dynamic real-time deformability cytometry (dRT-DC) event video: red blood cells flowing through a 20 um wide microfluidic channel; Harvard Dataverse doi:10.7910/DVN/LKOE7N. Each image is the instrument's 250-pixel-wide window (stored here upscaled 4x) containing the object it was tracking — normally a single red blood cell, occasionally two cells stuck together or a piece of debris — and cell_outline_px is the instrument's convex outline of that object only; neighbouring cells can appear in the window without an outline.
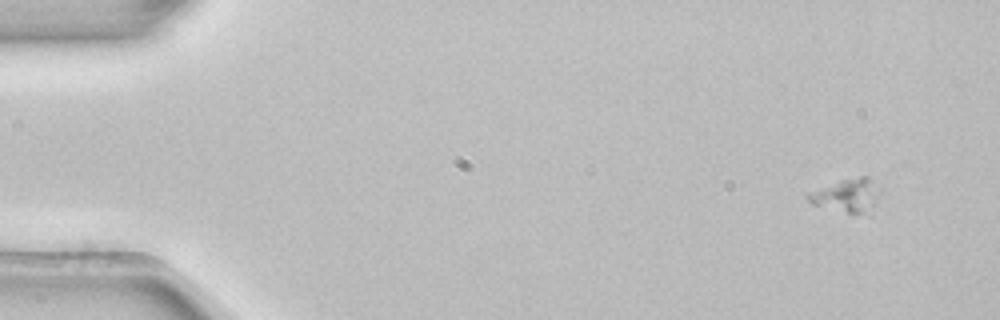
{"species": "common noctule bat (a hibernating species)", "species_latin": "Nyctalus noctula", "temperature_condition": "room temperature", "stored_images_in_passage": 5, "segment_of_instrument_passage": [1, 2], "camera_frame_rate_fps": 3000, "um_per_image_px": 0.085, "animal": {"sex": "female", "body_mass_g": 22.7, "forearm_length_mm": 54.2}, "frame": {"image": 1, "passage_image": 1, "time_ms": 0.0, "image_size_px": [1000, 320], "cell_outline_px": [[876, 204], [872, 216], [868, 216], [848, 212], [812, 204], [804, 196], [804, 192], [840, 180], [860, 176], [868, 176], [872, 180], [876, 196]], "centroid_in_image_um": [71.93, 16.64], "position_along_channel_um": 13.1, "area_um2": 14.05}}